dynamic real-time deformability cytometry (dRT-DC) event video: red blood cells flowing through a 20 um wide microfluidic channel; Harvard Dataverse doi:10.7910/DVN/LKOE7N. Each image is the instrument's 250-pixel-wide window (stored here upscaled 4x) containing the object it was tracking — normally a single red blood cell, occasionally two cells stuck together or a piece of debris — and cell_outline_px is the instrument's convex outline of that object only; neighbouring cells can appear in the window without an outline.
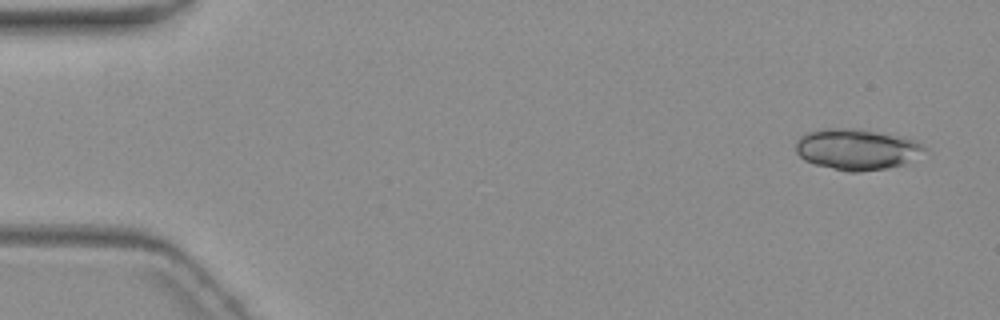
{"species": "common noctule bat (a hibernating species)", "species_latin": "Nyctalus noctula", "temperature_condition": "warm", "stored_images_in_passage": 3, "camera_frame_rate_fps": 3000, "um_per_image_px": 0.085, "animal": {"sex": "female", "body_mass_g": 19.3, "forearm_length_mm": 54.1}, "frame": {"image": 1, "passage_image": 1, "time_ms": 0.0, "image_size_px": [1000, 320], "cell_outline_px": [[928, 148], [904, 164], [888, 168], [860, 172], [848, 172], [816, 164], [804, 160], [796, 152], [796, 140], [800, 136], [808, 132], [828, 128], [856, 128], [876, 132], [912, 140]], "centroid_in_image_um": [72.76, 12.7], "position_along_channel_um": 12.2, "area_um2": 30.23}}